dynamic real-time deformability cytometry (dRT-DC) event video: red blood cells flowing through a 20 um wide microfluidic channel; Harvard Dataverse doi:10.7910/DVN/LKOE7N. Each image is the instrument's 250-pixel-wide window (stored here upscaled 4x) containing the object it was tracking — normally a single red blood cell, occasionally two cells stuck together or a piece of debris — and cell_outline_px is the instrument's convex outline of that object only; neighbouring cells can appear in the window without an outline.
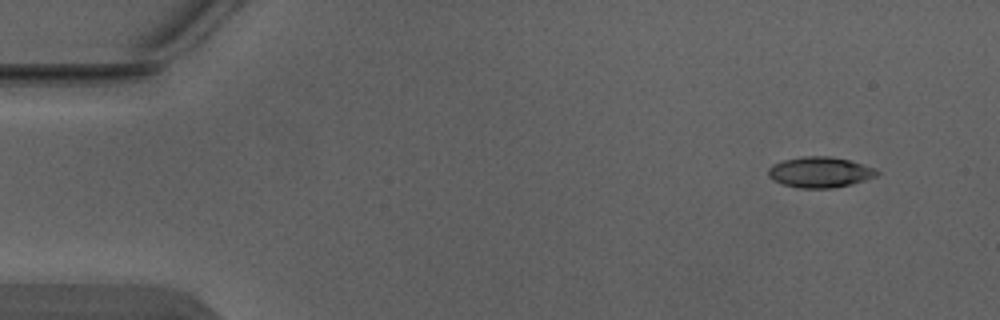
{"species": "Egyptian fruit bat (a non-hibernating species)", "species_latin": "Rousettus aegyptiacus", "temperature_condition": "warm", "stored_images_in_passage": 4, "camera_frame_rate_fps": 3000, "um_per_image_px": 0.085, "animal": {"sex": "male"}, "frame": {"image": 1, "passage_image": 1, "time_ms": 0.0, "image_size_px": [1000, 320], "cell_outline_px": [[880, 172], [876, 176], [852, 184], [832, 188], [800, 188], [780, 184], [772, 180], [768, 176], [768, 168], [772, 164], [784, 160], [804, 156], [832, 156], [848, 160], [876, 168]], "centroid_in_image_um": [69.67, 14.64], "position_along_channel_um": 15.3, "area_um2": 19.54}}
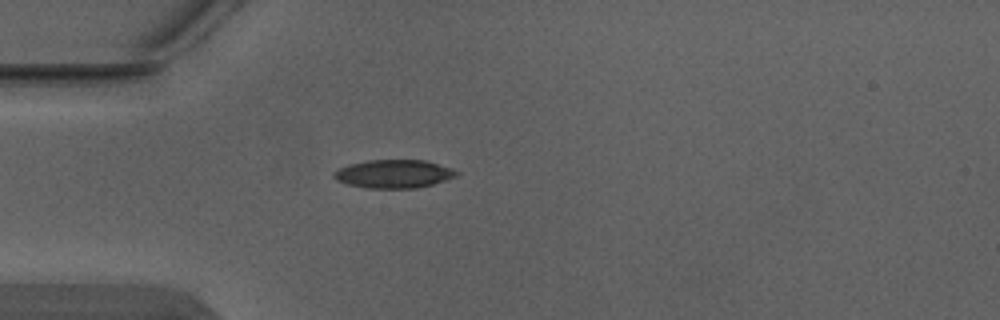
{"frame": {"image": 2, "passage_image": 4, "time_ms": 1.0, "image_size_px": [1000, 320], "cell_outline_px": [[460, 172], [456, 176], [432, 184], [416, 188], [368, 188], [348, 184], [336, 180], [332, 176], [332, 172], [340, 168], [352, 164], [368, 160], [424, 160], [452, 168]], "centroid_in_image_um": [33.47, 14.78], "position_along_channel_um": 51.5, "area_um2": 20.06}}